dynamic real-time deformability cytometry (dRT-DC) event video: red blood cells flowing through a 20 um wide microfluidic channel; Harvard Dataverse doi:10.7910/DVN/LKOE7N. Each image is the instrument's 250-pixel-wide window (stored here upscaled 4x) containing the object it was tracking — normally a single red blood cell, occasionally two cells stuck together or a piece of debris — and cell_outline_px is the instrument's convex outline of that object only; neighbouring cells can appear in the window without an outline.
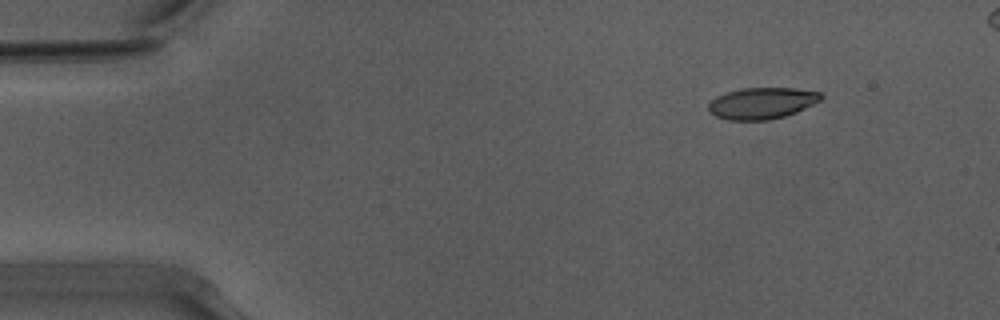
{"species": "Egyptian fruit bat (a non-hibernating species)", "species_latin": "Rousettus aegyptiacus", "temperature_condition": "warm", "stored_images_in_passage": 46, "camera_frame_rate_fps": 3000, "um_per_image_px": 0.085, "animal": {"sex": "male"}, "frame": {"image": 1, "passage_image": 1, "time_ms": 0.0, "image_size_px": [1000, 320], "cell_outline_px": [[824, 96], [820, 100], [796, 112], [784, 116], [768, 120], [728, 120], [716, 116], [708, 112], [708, 104], [716, 96], [740, 88], [796, 88], [820, 92]], "centroid_in_image_um": [64.74, 8.77], "position_along_channel_um": 20.3, "area_um2": 20.58}}
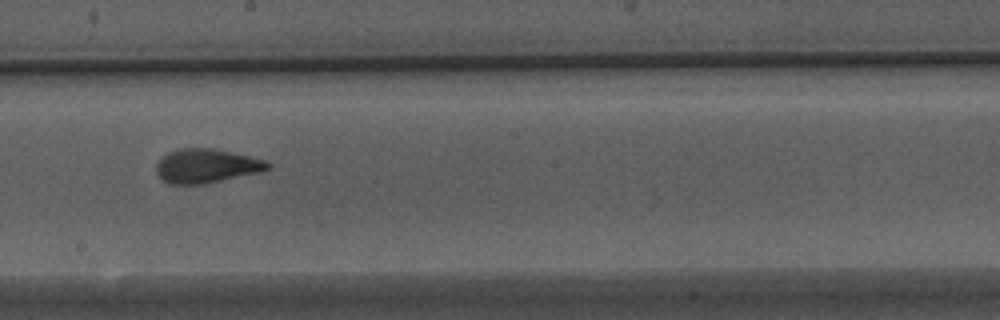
{"frame": {"image": 2, "passage_image": 24, "time_ms": 7.667, "image_size_px": [1000, 320], "cell_outline_px": [[272, 164], [264, 172], [204, 184], [168, 184], [156, 172], [156, 164], [168, 152], [180, 148], [216, 148], [264, 160]], "centroid_in_image_um": [17.57, 14.11], "position_along_channel_um": 230.6, "area_um2": 22.2}}
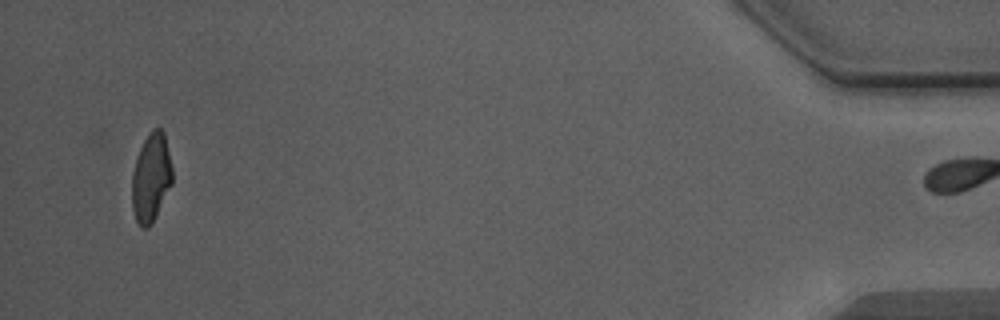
{"frame": {"image": 3, "passage_image": 45, "time_ms": 14.667, "image_size_px": [1000, 320], "cell_outline_px": [[172, 184], [148, 228], [140, 228], [136, 220], [132, 208], [132, 172], [140, 148], [144, 140], [152, 128], [160, 128], [164, 132], [172, 168]], "centroid_in_image_um": [12.83, 15.08], "position_along_channel_um": 422.4, "area_um2": 20.58}, "authors_computed_cell_mechanics": {"area_um2": 21.7617, "velocity_mm_per_s": 3.9463, "shape_relaxation_time_tau1_ms": 5.2682, "shape_relaxation_time_tau2_ms": 1.3618, "deformation_change_tau1": 0.2046, "deformation_change_tau2": 0.0696}}